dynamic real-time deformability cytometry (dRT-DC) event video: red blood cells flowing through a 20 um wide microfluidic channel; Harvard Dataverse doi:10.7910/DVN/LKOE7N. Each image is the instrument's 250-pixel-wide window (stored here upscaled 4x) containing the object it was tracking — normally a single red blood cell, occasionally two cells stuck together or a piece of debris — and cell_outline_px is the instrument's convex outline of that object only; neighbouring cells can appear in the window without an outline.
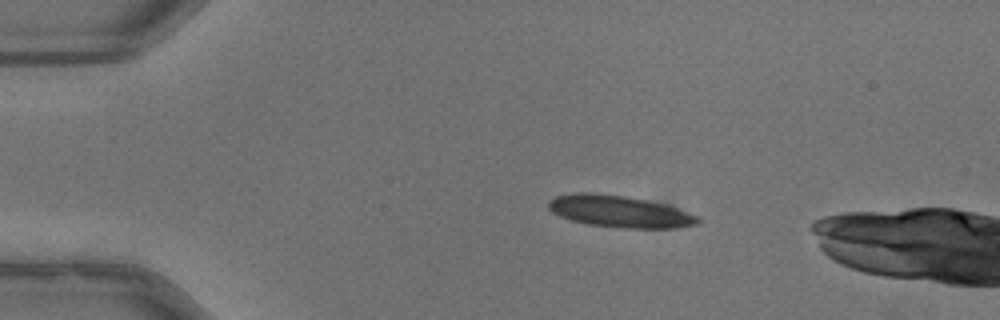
{"species": "common noctule bat (a hibernating species)", "species_latin": "Nyctalus noctula", "temperature_condition": "warm", "stored_images_in_passage": 7, "camera_frame_rate_fps": 3000, "um_per_image_px": 0.085, "animal": {"sex": "male", "body_mass_g": 13.3}, "frame": {"image": 1, "passage_image": 1, "time_ms": 0.0, "image_size_px": [1000, 320], "cell_outline_px": [[700, 224], [676, 228], [624, 228], [588, 224], [572, 220], [560, 216], [552, 212], [548, 208], [548, 200], [556, 196], [576, 192], [588, 192], [624, 196], [664, 204], [676, 208], [696, 216], [700, 220]], "centroid_in_image_um": [52.63, 17.98], "position_along_channel_um": 32.4, "area_um2": 27.46}}